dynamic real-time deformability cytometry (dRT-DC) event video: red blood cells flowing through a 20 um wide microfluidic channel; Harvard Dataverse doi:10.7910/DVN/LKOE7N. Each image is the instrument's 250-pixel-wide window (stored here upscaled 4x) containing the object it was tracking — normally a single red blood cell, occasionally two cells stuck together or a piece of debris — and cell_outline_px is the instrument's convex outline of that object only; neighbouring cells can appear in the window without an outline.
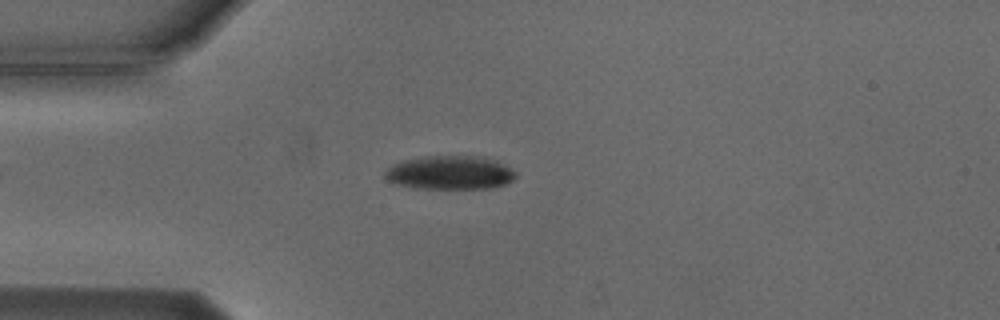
{"species": "Egyptian fruit bat (a non-hibernating species)", "species_latin": "Rousettus aegyptiacus", "temperature_condition": "cold", "stored_images_in_passage": 4, "camera_frame_rate_fps": 3000, "um_per_image_px": 0.085, "animal": {"sex": "male"}, "frame": {"image": 1, "passage_image": 4, "time_ms": 4.333, "image_size_px": [1000, 320], "cell_outline_px": [[516, 176], [512, 180], [504, 184], [488, 188], [412, 188], [396, 184], [388, 180], [384, 176], [384, 172], [392, 164], [404, 160], [424, 156], [476, 156], [492, 160], [516, 172]], "centroid_in_image_um": [38.17, 14.68], "position_along_channel_um": 46.8, "area_um2": 25.32}}